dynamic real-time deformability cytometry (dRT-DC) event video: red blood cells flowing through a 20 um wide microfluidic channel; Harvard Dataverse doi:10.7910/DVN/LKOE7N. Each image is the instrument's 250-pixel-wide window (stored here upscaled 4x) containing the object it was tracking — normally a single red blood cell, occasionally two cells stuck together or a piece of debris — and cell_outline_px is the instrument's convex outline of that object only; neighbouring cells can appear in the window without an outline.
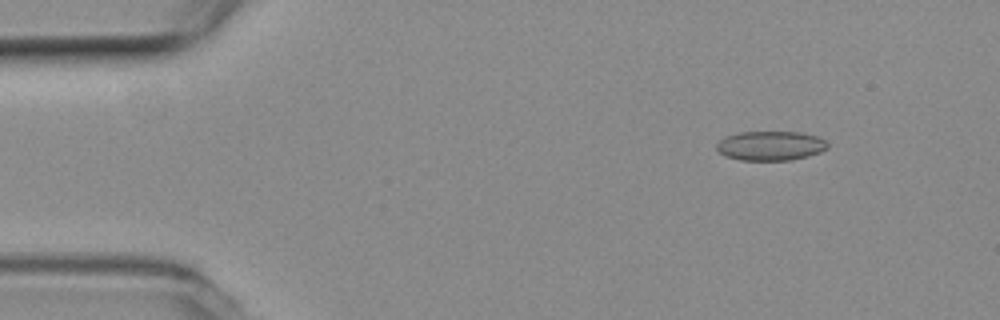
{"species": "common noctule bat (a hibernating species)", "species_latin": "Nyctalus noctula", "temperature_condition": "room temperature", "stored_images_in_passage": 6, "camera_frame_rate_fps": 3000, "um_per_image_px": 0.085, "animal": {"sex": "female", "body_mass_g": 19.3, "forearm_length_mm": 54.1}, "frame": {"image": 1, "passage_image": 2, "time_ms": 0.333, "image_size_px": [1000, 320], "cell_outline_px": [[828, 148], [820, 152], [808, 156], [792, 160], [740, 160], [724, 156], [716, 148], [716, 144], [724, 136], [740, 132], [800, 132], [816, 136], [824, 140], [828, 144]], "centroid_in_image_um": [65.48, 12.39], "position_along_channel_um": 19.5, "area_um2": 19.07}}
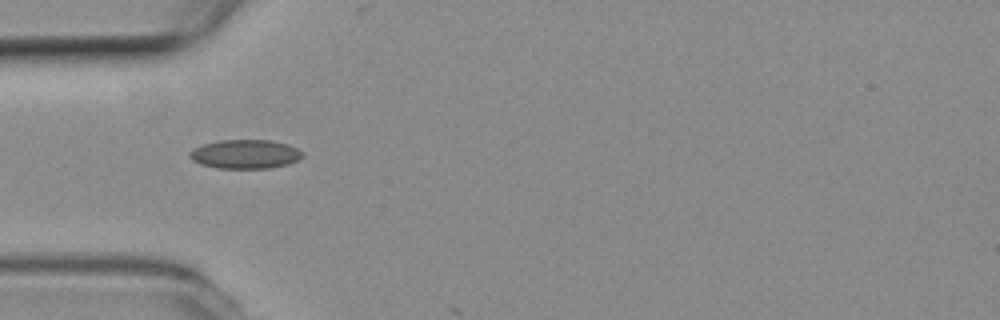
{"frame": {"image": 2, "passage_image": 5, "time_ms": 1.333, "image_size_px": [1000, 320], "cell_outline_px": [[304, 156], [288, 164], [272, 168], [216, 168], [200, 164], [192, 160], [188, 156], [188, 152], [204, 144], [220, 140], [272, 140], [288, 144], [304, 152]], "centroid_in_image_um": [20.85, 13.1], "position_along_channel_um": 64.1, "area_um2": 19.13}}